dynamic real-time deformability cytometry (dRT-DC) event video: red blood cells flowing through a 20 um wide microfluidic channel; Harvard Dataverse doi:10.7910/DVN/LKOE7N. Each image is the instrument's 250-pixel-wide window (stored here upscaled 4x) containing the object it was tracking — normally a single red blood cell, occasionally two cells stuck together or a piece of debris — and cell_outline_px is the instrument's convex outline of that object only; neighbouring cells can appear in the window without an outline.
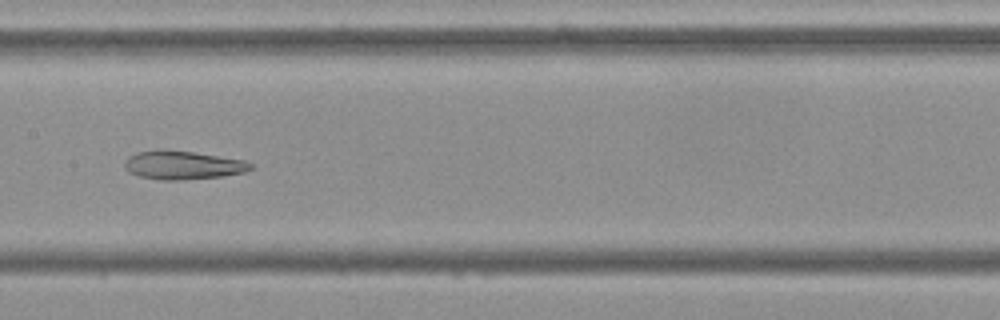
{"species": "Egyptian fruit bat (a non-hibernating species)", "species_latin": "Rousettus aegyptiacus", "temperature_condition": "cold", "stored_images_in_passage": 40, "camera_frame_rate_fps": 3000, "um_per_image_px": 0.085, "frame": {"image": 1, "passage_image": 13, "time_ms": 4.0, "image_size_px": [1000, 320], "cell_outline_px": [[252, 168], [244, 172], [220, 176], [180, 180], [160, 180], [140, 176], [128, 172], [124, 168], [124, 160], [128, 156], [136, 152], [160, 148], [164, 148], [192, 152], [244, 160], [252, 164]], "centroid_in_image_um": [15.45, 14.02], "position_along_channel_um": 191.9, "area_um2": 21.1}}
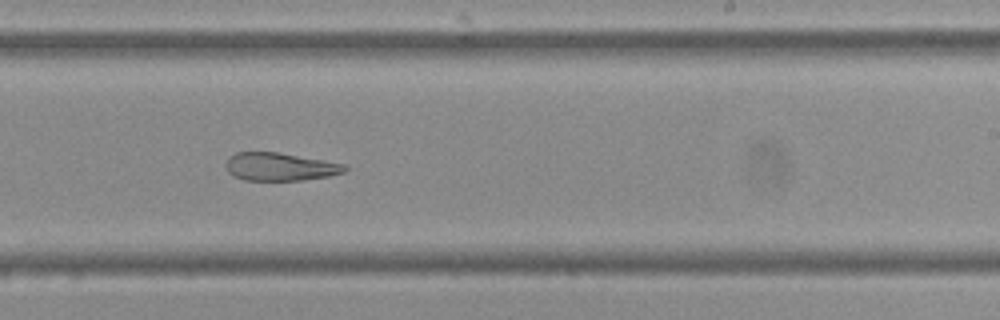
{"frame": {"image": 2, "passage_image": 19, "time_ms": 6.0, "image_size_px": [1000, 320], "cell_outline_px": [[348, 168], [344, 172], [328, 176], [300, 180], [244, 180], [228, 172], [224, 164], [228, 156], [236, 152], [276, 152], [348, 164]], "centroid_in_image_um": [23.79, 14.16], "position_along_channel_um": 265.2, "area_um2": 19.42}}
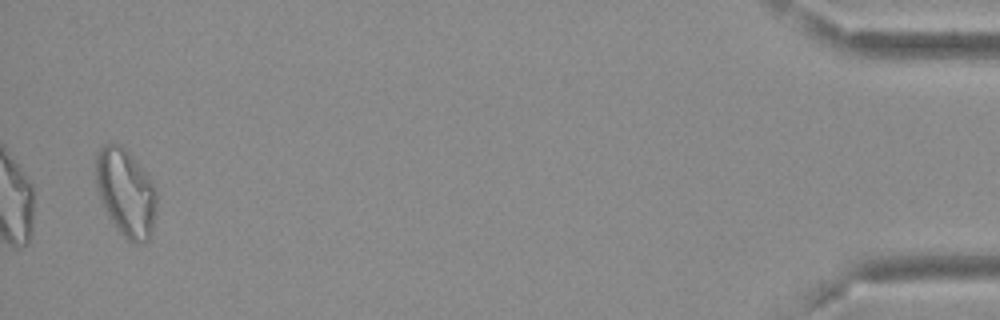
{"frame": {"image": 3, "passage_image": 39, "time_ms": 12.667, "image_size_px": [1000, 320], "cell_outline_px": [[156, 208], [152, 236], [148, 240], [136, 244], [128, 240], [120, 232], [108, 216], [100, 200], [96, 188], [96, 152], [104, 144], [120, 144], [140, 164], [156, 188]], "centroid_in_image_um": [10.7, 16.38], "position_along_channel_um": 424.5, "area_um2": 31.15}, "authors_computed_cell_mechanics": {"area_um2": 22.5709, "velocity_mm_per_s": 3.6767, "shape_relaxation_time_tau1_ms": null, "shape_relaxation_time_tau2_ms": 4.695, "deformation_change_tau1": null, "deformation_change_tau2": 0.1327}}